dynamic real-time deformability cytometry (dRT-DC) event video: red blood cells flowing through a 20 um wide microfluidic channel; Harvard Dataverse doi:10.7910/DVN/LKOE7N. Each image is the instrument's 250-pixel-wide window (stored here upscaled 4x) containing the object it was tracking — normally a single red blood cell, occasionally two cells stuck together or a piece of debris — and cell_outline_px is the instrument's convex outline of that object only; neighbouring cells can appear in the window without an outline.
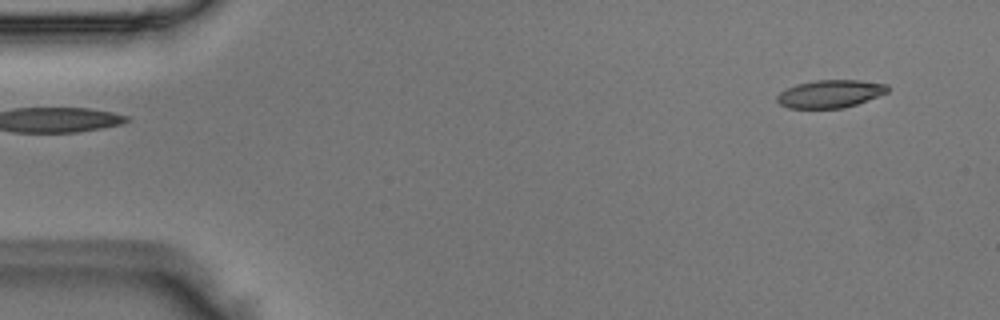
{"species": "Egyptian fruit bat (a non-hibernating species)", "species_latin": "Rousettus aegyptiacus", "temperature_condition": "room temperature", "stored_images_in_passage": 3, "segment_of_instrument_passage": [2, 2], "camera_frame_rate_fps": 3000, "um_per_image_px": 0.085, "animal": {"sex": "male"}, "frame": {"image": 1, "passage_image": 3, "time_ms": 0.667, "image_size_px": [1000, 320], "cell_outline_px": [[888, 92], [856, 104], [844, 108], [788, 108], [780, 104], [776, 100], [776, 96], [780, 92], [796, 84], [816, 80], [860, 80], [888, 84]], "centroid_in_image_um": [70.55, 7.97], "position_along_channel_um": 14.4, "area_um2": 17.86}}